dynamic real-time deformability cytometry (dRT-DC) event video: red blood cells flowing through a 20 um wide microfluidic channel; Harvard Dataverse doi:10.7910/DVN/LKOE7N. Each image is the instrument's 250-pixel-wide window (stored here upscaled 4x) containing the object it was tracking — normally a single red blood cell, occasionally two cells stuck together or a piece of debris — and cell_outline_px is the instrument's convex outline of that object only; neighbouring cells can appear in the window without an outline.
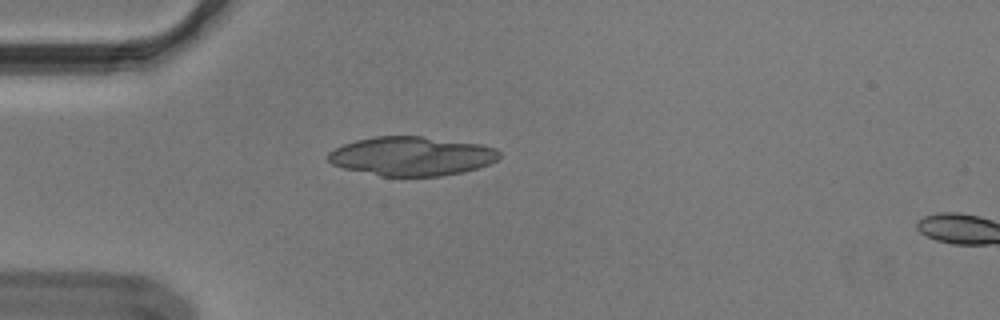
{"species": "Egyptian fruit bat (a non-hibernating species)", "species_latin": "Rousettus aegyptiacus", "temperature_condition": "cold", "stored_images_in_passage": 3, "camera_frame_rate_fps": 3000, "um_per_image_px": 0.085, "animal": {"sex": "male"}, "frame": {"image": 1, "passage_image": 1, "time_ms": 0.0, "image_size_px": [1000, 320], "cell_outline_px": [[500, 156], [496, 160], [488, 164], [464, 172], [440, 176], [380, 176], [344, 168], [332, 164], [328, 160], [328, 152], [344, 144], [356, 140], [376, 136], [420, 136], [480, 144], [496, 148], [500, 152]], "centroid_in_image_um": [34.99, 13.27], "position_along_channel_um": 50.0, "area_um2": 38.84}}